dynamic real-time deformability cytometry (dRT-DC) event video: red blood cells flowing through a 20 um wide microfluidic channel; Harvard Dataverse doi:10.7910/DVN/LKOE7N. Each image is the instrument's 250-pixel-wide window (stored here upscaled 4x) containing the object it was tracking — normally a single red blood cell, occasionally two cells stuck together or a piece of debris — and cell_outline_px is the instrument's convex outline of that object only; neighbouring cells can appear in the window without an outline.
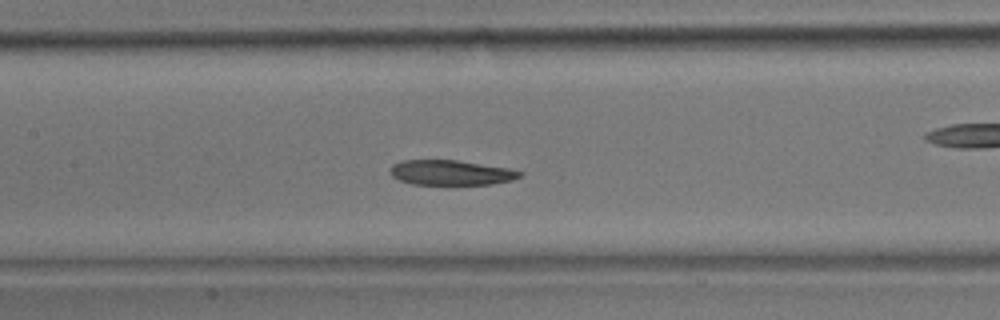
{"species": "common noctule bat (a hibernating species)", "species_latin": "Nyctalus noctula", "temperature_condition": "room temperature", "stored_images_in_passage": 44, "camera_frame_rate_fps": 3000, "um_per_image_px": 0.085, "animal": {"sex": "male", "body_mass_g": 17.9}, "frame": {"image": 1, "passage_image": 19, "time_ms": 6.0, "image_size_px": [1000, 320], "cell_outline_px": [[524, 176], [512, 180], [492, 184], [412, 184], [400, 180], [392, 176], [392, 164], [400, 160], [456, 160], [508, 168], [524, 172]], "centroid_in_image_um": [38.37, 14.67], "position_along_channel_um": 169.0, "area_um2": 18.79}}
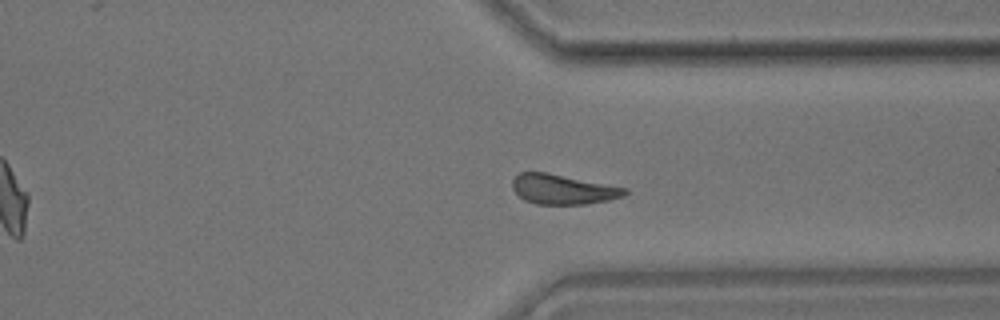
{"frame": {"image": 2, "passage_image": 32, "time_ms": 10.333, "image_size_px": [1000, 320], "cell_outline_px": [[628, 192], [624, 196], [608, 200], [584, 204], [536, 204], [524, 200], [512, 188], [512, 180], [520, 172], [544, 172], [628, 188]], "centroid_in_image_um": [47.84, 16.09], "position_along_channel_um": 363.6, "area_um2": 19.36}}